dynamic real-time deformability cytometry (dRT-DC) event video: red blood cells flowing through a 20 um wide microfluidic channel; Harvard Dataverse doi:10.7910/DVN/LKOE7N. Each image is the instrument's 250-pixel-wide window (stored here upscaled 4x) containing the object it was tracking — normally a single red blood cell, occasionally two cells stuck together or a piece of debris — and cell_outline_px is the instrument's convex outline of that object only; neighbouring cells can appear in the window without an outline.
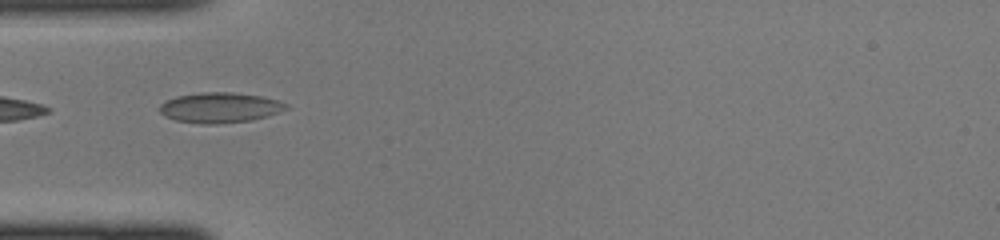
{"species": "common noctule bat (a hibernating species)", "species_latin": "Nyctalus noctula", "temperature_condition": "cold", "stored_images_in_passage": 32, "camera_frame_rate_fps": 3000, "um_per_image_px": 0.085, "animal": {"sex": "female", "body_mass_g": 22.0, "forearm_length_mm": 56.7}, "frame": {"image": 1, "passage_image": 1, "time_ms": 0.0, "image_size_px": [1000, 240], "cell_outline_px": [[288, 108], [268, 116], [252, 120], [216, 124], [200, 124], [176, 120], [164, 116], [160, 112], [160, 104], [176, 96], [200, 92], [232, 92], [260, 96], [276, 100], [288, 104]], "centroid_in_image_um": [18.68, 9.15], "position_along_channel_um": 66.3, "area_um2": 22.25}}
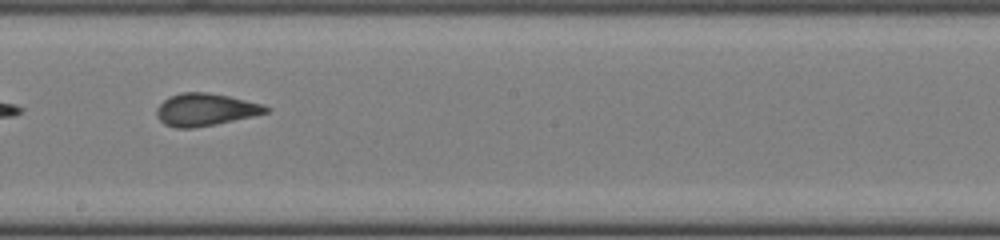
{"frame": {"image": 2, "passage_image": 12, "time_ms": 3.667, "image_size_px": [1000, 240], "cell_outline_px": [[268, 112], [252, 116], [216, 124], [192, 128], [176, 128], [164, 124], [156, 116], [156, 108], [168, 96], [180, 92], [208, 92], [228, 96], [264, 104], [268, 108]], "centroid_in_image_um": [17.41, 9.31], "position_along_channel_um": 230.8, "area_um2": 20.63}}
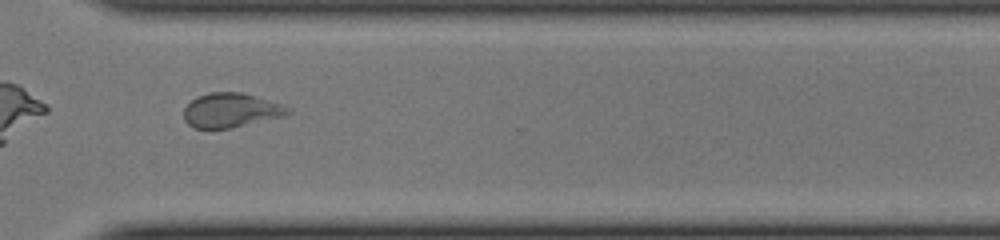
{"frame": {"image": 3, "passage_image": 20, "time_ms": 6.333, "image_size_px": [1000, 240], "cell_outline_px": [[292, 112], [284, 116], [228, 128], [192, 128], [184, 120], [184, 108], [196, 96], [208, 92], [244, 92], [284, 104], [292, 108]], "centroid_in_image_um": [19.65, 9.35], "position_along_channel_um": 350.9, "area_um2": 21.04}}